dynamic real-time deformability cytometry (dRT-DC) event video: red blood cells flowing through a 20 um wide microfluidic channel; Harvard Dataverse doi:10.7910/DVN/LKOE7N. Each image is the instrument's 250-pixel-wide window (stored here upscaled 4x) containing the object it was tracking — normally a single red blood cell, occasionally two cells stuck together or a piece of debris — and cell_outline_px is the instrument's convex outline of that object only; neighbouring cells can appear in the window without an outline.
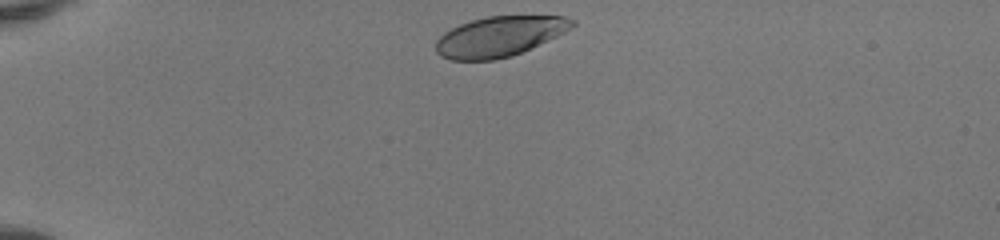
{"species": "human", "species_latin": "Homo sapiens", "temperature_condition": "room temperature", "stored_images_in_passage": 34, "camera_frame_rate_fps": 3000, "um_per_image_px": 0.085, "donor": {"sex": "female"}, "frame": {"image": 1, "passage_image": 1, "time_ms": 0.0, "image_size_px": [1000, 240], "cell_outline_px": [[576, 24], [572, 28], [548, 40], [512, 56], [492, 60], [452, 60], [440, 56], [436, 52], [436, 40], [444, 32], [460, 24], [472, 20], [488, 16], [564, 16], [576, 20]], "centroid_in_image_um": [42.45, 3.09], "position_along_channel_um": 42.6, "area_um2": 31.79}}
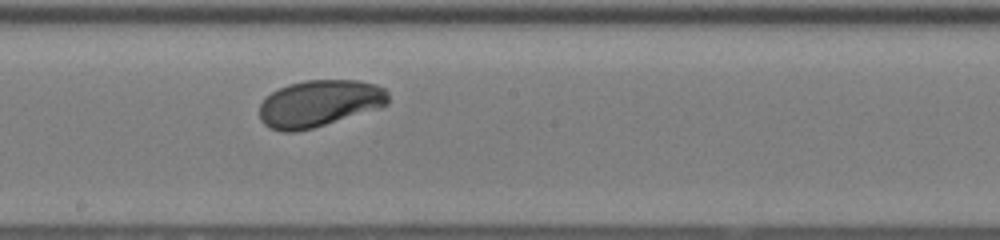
{"frame": {"image": 2, "passage_image": 18, "time_ms": 5.667, "image_size_px": [1000, 240], "cell_outline_px": [[388, 104], [380, 108], [312, 128], [296, 132], [280, 132], [268, 128], [260, 120], [260, 104], [272, 92], [288, 84], [304, 80], [356, 80], [376, 84], [384, 88], [388, 92]], "centroid_in_image_um": [27.14, 8.79], "position_along_channel_um": 221.1, "area_um2": 35.2}}
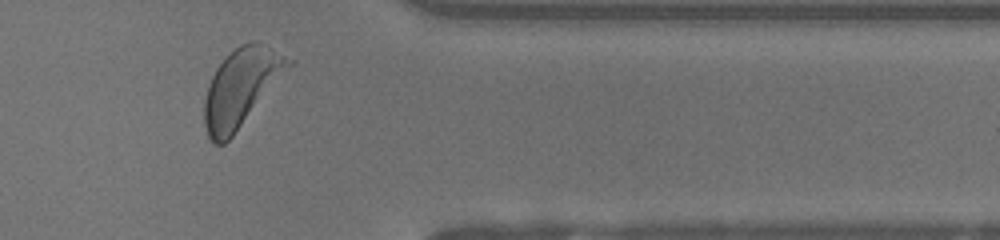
{"frame": {"image": 3, "passage_image": 31, "time_ms": 10.0, "image_size_px": [1000, 240], "cell_outline_px": [[296, 64], [232, 136], [224, 144], [216, 144], [208, 136], [204, 124], [204, 100], [208, 84], [216, 68], [240, 44], [252, 40], [272, 48], [296, 60]], "centroid_in_image_um": [20.56, 7.42], "position_along_channel_um": 390.8, "area_um2": 38.38}, "authors_computed_cell_mechanics": {"area_um2": 35.2291, "velocity_mm_per_s": 4.0964, "shape_relaxation_time_tau1_ms": 1.5797, "shape_relaxation_time_tau2_ms": null, "deformation_change_tau1": 0.1354, "deformation_change_tau2": null}}